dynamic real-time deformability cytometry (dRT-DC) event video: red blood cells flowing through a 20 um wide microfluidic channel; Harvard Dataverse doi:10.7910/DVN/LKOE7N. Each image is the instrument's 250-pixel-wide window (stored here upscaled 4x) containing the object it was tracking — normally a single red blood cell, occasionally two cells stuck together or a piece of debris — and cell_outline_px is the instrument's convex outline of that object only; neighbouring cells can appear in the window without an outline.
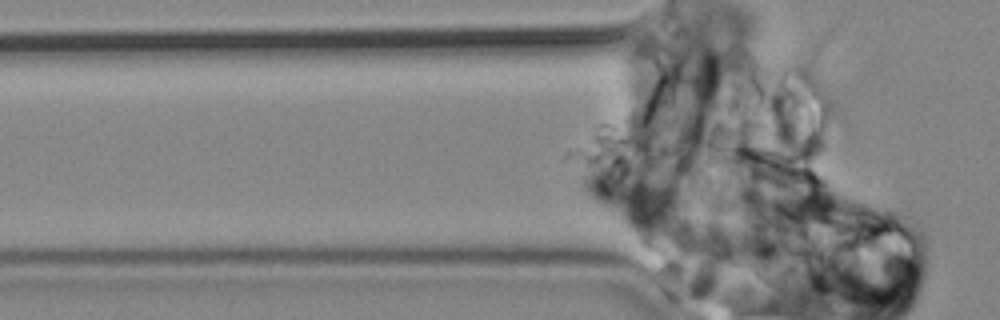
{"species": "common noctule bat (a hibernating species)", "species_latin": "Nyctalus noctula", "temperature_condition": "cold", "stored_images_in_passage": 3, "camera_frame_rate_fps": 3000, "um_per_image_px": 0.085, "animal": {"sex": "male", "body_mass_g": 19.2, "forearm_length_mm": 51.8}, "frame": {"image": 1, "passage_image": 2, "time_ms": 0.333, "image_size_px": [1000, 320], "cell_outline_px": [[684, 224], [640, 232], [596, 204], [588, 196], [580, 184], [580, 172], [588, 152], [592, 152], [628, 164], [660, 188], [676, 204]], "centroid_in_image_um": [53.35, 16.5], "position_along_channel_um": 72.5, "area_um2": 33.76}}